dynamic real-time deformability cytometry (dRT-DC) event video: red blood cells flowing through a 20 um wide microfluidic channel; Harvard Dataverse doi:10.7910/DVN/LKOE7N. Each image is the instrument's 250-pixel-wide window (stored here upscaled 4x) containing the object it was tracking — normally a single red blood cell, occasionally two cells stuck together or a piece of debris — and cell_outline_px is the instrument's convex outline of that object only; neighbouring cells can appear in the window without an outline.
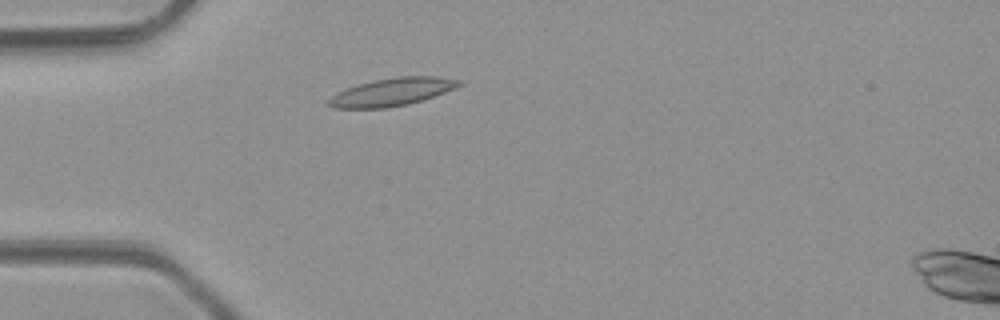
{"species": "common noctule bat (a hibernating species)", "species_latin": "Nyctalus noctula", "temperature_condition": "room temperature", "stored_images_in_passage": 2, "camera_frame_rate_fps": 3000, "um_per_image_px": 0.085, "animal": {"sex": "male", "body_mass_g": 23.1, "forearm_length_mm": 52.7}, "frame": {"image": 1, "passage_image": 1, "time_ms": 0.0, "image_size_px": [1000, 320], "cell_outline_px": [[464, 84], [424, 100], [408, 104], [388, 108], [332, 108], [324, 104], [336, 92], [372, 80], [396, 76], [436, 76], [464, 80]], "centroid_in_image_um": [33.33, 7.81], "position_along_channel_um": 51.7, "area_um2": 21.39}}